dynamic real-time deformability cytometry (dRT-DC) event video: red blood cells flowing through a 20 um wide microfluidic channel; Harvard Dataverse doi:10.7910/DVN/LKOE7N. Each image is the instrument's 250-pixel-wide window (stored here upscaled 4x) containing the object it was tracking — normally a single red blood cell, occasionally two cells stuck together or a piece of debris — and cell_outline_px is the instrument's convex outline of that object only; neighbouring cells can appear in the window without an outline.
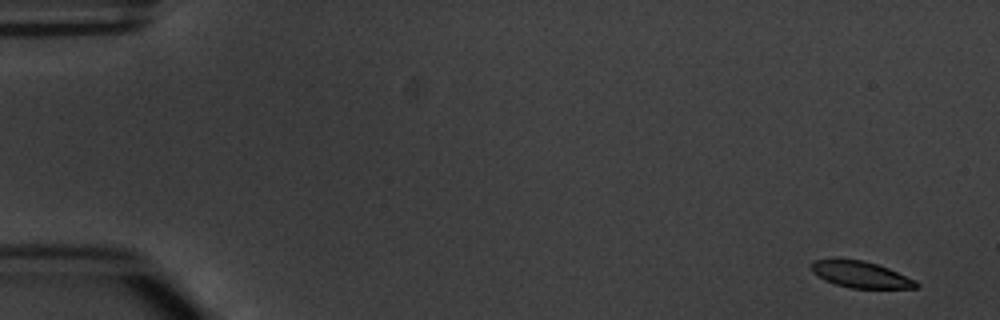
{"species": "common noctule bat (a hibernating species)", "species_latin": "Nyctalus noctula", "temperature_condition": "warm", "stored_images_in_passage": 5, "camera_frame_rate_fps": 3000, "um_per_image_px": 0.085, "animal": {"sex": "male", "body_mass_g": 20.1, "forearm_length_mm": 53.5}, "frame": {"image": 1, "passage_image": 1, "time_ms": 0.0, "image_size_px": [1000, 320], "cell_outline_px": [[920, 288], [852, 288], [836, 284], [824, 280], [812, 272], [808, 264], [812, 260], [832, 256], [864, 260], [888, 268], [916, 280], [920, 284]], "centroid_in_image_um": [73.07, 23.28], "position_along_channel_um": 11.9, "area_um2": 16.82}}
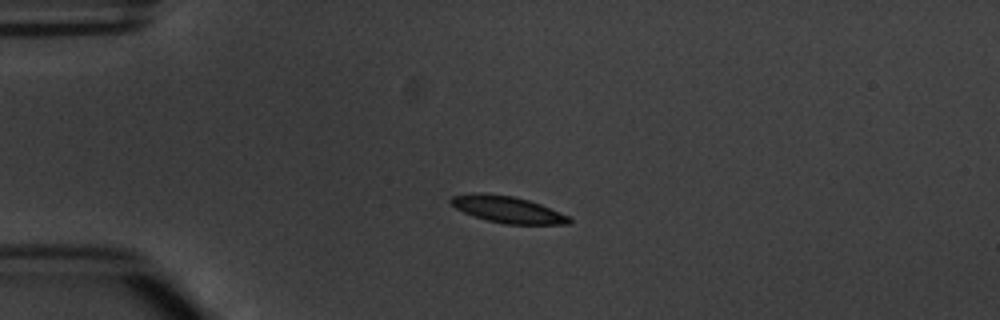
{"frame": {"image": 2, "passage_image": 4, "time_ms": 3.667, "image_size_px": [1000, 320], "cell_outline_px": [[572, 220], [568, 224], [504, 224], [488, 220], [464, 212], [456, 208], [448, 200], [452, 196], [472, 192], [484, 192], [512, 196], [528, 200], [540, 204], [568, 216]], "centroid_in_image_um": [43.1, 17.79], "position_along_channel_um": 41.9, "area_um2": 18.21}}